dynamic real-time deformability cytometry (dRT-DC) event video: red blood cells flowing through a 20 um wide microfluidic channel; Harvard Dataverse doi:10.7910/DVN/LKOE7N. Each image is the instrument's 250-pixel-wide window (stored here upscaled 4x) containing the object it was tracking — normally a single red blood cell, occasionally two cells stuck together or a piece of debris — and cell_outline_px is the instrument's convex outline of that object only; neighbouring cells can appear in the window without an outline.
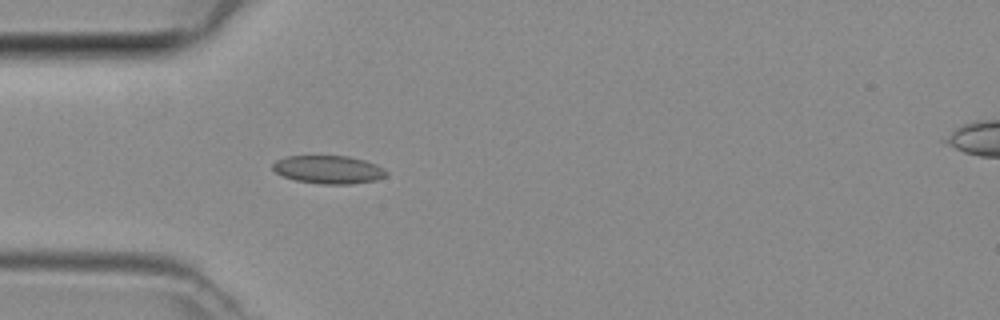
{"species": "common noctule bat (a hibernating species)", "species_latin": "Nyctalus noctula", "temperature_condition": "room temperature", "stored_images_in_passage": 4, "camera_frame_rate_fps": 3000, "um_per_image_px": 0.085, "animal": {"sex": "female", "body_mass_g": 29.2, "forearm_length_mm": 56.3}, "frame": {"image": 1, "passage_image": 4, "time_ms": 1.0, "image_size_px": [1000, 320], "cell_outline_px": [[388, 172], [384, 176], [376, 180], [352, 184], [320, 184], [296, 180], [284, 176], [276, 172], [272, 168], [272, 164], [276, 160], [288, 156], [348, 156], [364, 160], [376, 164], [384, 168]], "centroid_in_image_um": [27.93, 14.41], "position_along_channel_um": 57.1, "area_um2": 18.55}}